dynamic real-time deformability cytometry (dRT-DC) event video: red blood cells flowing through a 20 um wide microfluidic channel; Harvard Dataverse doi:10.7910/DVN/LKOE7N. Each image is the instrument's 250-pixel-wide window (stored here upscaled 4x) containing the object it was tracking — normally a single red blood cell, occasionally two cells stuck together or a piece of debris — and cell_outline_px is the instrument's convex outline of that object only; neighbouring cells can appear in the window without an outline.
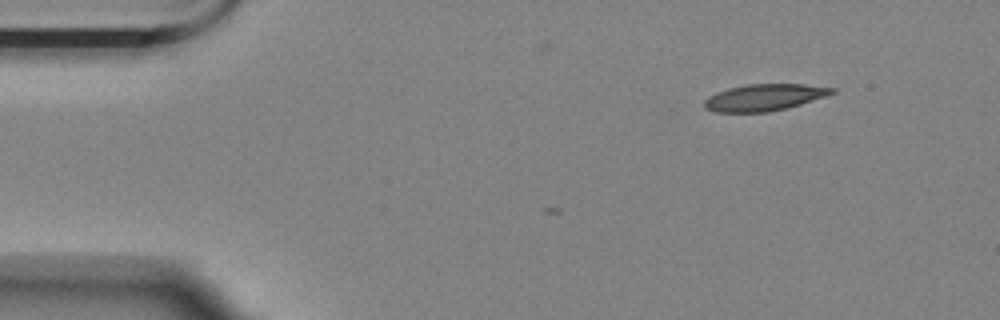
{"species": "Egyptian fruit bat (a non-hibernating species)", "species_latin": "Rousettus aegyptiacus", "temperature_condition": "room temperature", "stored_images_in_passage": 4, "camera_frame_rate_fps": 3000, "um_per_image_px": 0.085, "animal": {"sex": "female"}, "frame": {"image": 1, "passage_image": 1, "time_ms": 0.0, "image_size_px": [1000, 320], "cell_outline_px": [[836, 92], [828, 96], [788, 108], [768, 112], [712, 112], [704, 108], [704, 100], [708, 96], [728, 88], [748, 84], [804, 84], [836, 88]], "centroid_in_image_um": [64.99, 8.28], "position_along_channel_um": 20.0, "area_um2": 20.06}}
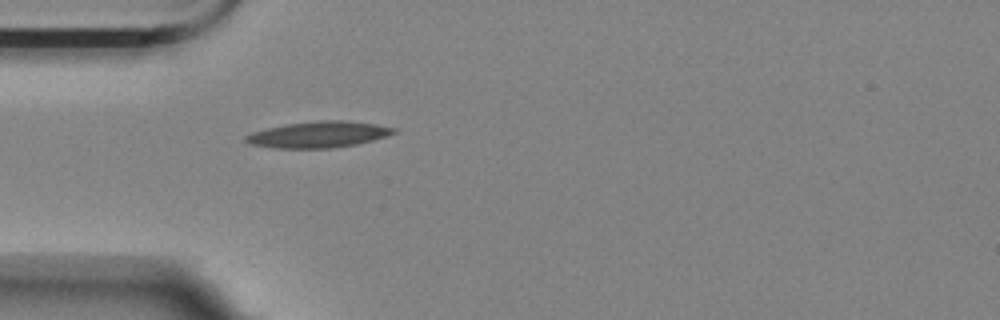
{"frame": {"image": 2, "passage_image": 4, "time_ms": 3.333, "image_size_px": [1000, 320], "cell_outline_px": [[400, 132], [388, 136], [356, 144], [332, 148], [276, 148], [248, 144], [244, 140], [244, 136], [252, 132], [268, 128], [288, 124], [320, 120], [344, 120], [376, 124], [396, 128]], "centroid_in_image_um": [27.1, 11.43], "position_along_channel_um": 57.9, "area_um2": 22.66}}